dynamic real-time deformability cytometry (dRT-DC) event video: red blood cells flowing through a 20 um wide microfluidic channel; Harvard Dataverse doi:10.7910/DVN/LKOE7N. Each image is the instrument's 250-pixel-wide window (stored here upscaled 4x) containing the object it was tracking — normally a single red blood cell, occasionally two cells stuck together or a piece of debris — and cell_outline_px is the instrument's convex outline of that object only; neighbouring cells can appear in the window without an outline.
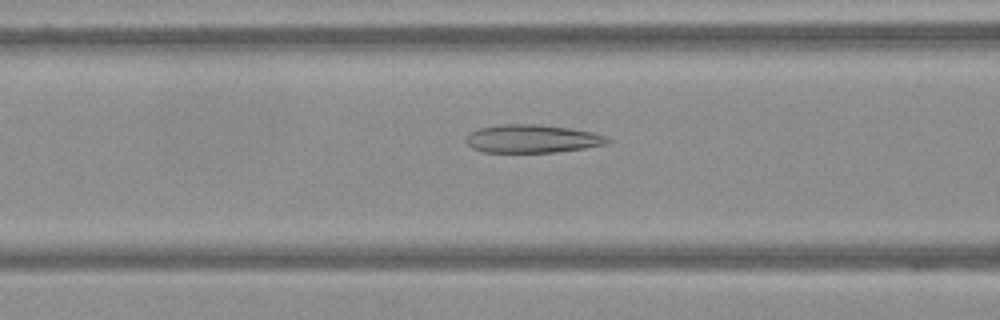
{"species": "Egyptian fruit bat (a non-hibernating species)", "species_latin": "Rousettus aegyptiacus", "temperature_condition": "warm", "stored_images_in_passage": 45, "camera_frame_rate_fps": 3000, "um_per_image_px": 0.085, "frame": {"image": 1, "passage_image": 19, "time_ms": 6.0, "image_size_px": [1000, 320], "cell_outline_px": [[612, 140], [608, 144], [584, 148], [556, 152], [484, 152], [472, 148], [464, 140], [472, 132], [480, 128], [504, 124], [536, 124], [568, 128], [592, 132], [604, 136]], "centroid_in_image_um": [45.25, 11.8], "position_along_channel_um": 121.3, "area_um2": 23.0}}
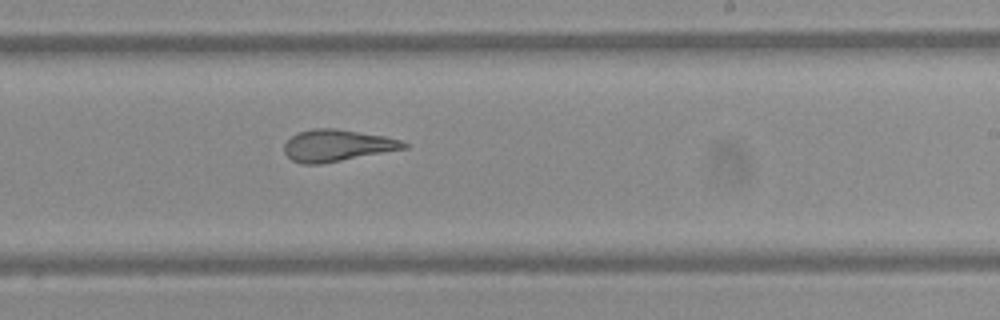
{"frame": {"image": 2, "passage_image": 32, "time_ms": 10.333, "image_size_px": [1000, 320], "cell_outline_px": [[408, 148], [320, 164], [300, 164], [292, 160], [284, 152], [284, 144], [292, 136], [300, 132], [312, 128], [336, 128], [384, 136], [400, 140], [408, 144]], "centroid_in_image_um": [28.64, 12.37], "position_along_channel_um": 260.4, "area_um2": 22.02}}
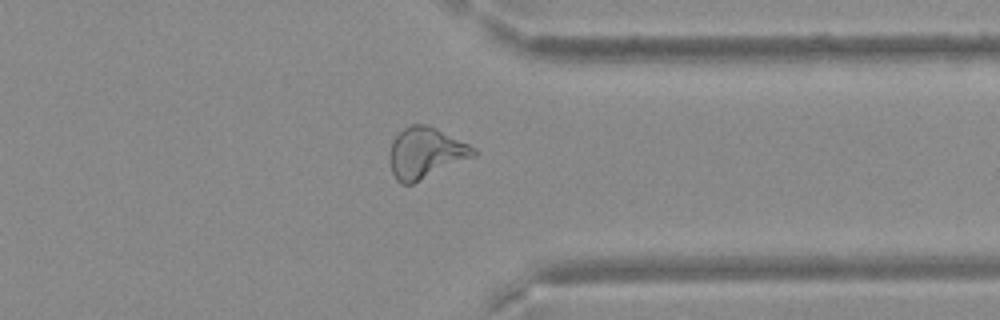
{"frame": {"image": 3, "passage_image": 43, "time_ms": 14.0, "image_size_px": [1000, 320], "cell_outline_px": [[476, 156], [412, 184], [400, 184], [396, 180], [392, 172], [388, 156], [392, 140], [404, 128], [412, 124], [428, 124], [476, 148]], "centroid_in_image_um": [36.16, 13.01], "position_along_channel_um": 375.2, "area_um2": 24.97}}